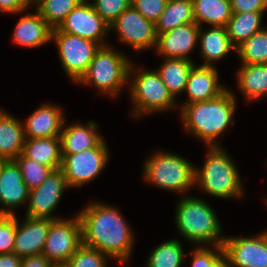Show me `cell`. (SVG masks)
<instances>
[{
  "mask_svg": "<svg viewBox=\"0 0 267 267\" xmlns=\"http://www.w3.org/2000/svg\"><path fill=\"white\" fill-rule=\"evenodd\" d=\"M92 5L110 26L123 11L131 6V0H94Z\"/></svg>",
  "mask_w": 267,
  "mask_h": 267,
  "instance_id": "36",
  "label": "cell"
},
{
  "mask_svg": "<svg viewBox=\"0 0 267 267\" xmlns=\"http://www.w3.org/2000/svg\"><path fill=\"white\" fill-rule=\"evenodd\" d=\"M198 245L193 251L186 253L190 254V267H230L224 258L222 245ZM213 249V250H212Z\"/></svg>",
  "mask_w": 267,
  "mask_h": 267,
  "instance_id": "34",
  "label": "cell"
},
{
  "mask_svg": "<svg viewBox=\"0 0 267 267\" xmlns=\"http://www.w3.org/2000/svg\"><path fill=\"white\" fill-rule=\"evenodd\" d=\"M53 28L35 10L22 16L13 31L12 42L24 48H37L51 41Z\"/></svg>",
  "mask_w": 267,
  "mask_h": 267,
  "instance_id": "20",
  "label": "cell"
},
{
  "mask_svg": "<svg viewBox=\"0 0 267 267\" xmlns=\"http://www.w3.org/2000/svg\"><path fill=\"white\" fill-rule=\"evenodd\" d=\"M237 69V84L248 103L267 96V64L241 63Z\"/></svg>",
  "mask_w": 267,
  "mask_h": 267,
  "instance_id": "24",
  "label": "cell"
},
{
  "mask_svg": "<svg viewBox=\"0 0 267 267\" xmlns=\"http://www.w3.org/2000/svg\"><path fill=\"white\" fill-rule=\"evenodd\" d=\"M109 150L104 139L94 148L77 154H62L61 170L68 187H81L95 180L105 169Z\"/></svg>",
  "mask_w": 267,
  "mask_h": 267,
  "instance_id": "9",
  "label": "cell"
},
{
  "mask_svg": "<svg viewBox=\"0 0 267 267\" xmlns=\"http://www.w3.org/2000/svg\"><path fill=\"white\" fill-rule=\"evenodd\" d=\"M163 61L156 71L169 92L176 99L179 93L181 94L185 91L189 73L195 63L193 60L179 58H163Z\"/></svg>",
  "mask_w": 267,
  "mask_h": 267,
  "instance_id": "26",
  "label": "cell"
},
{
  "mask_svg": "<svg viewBox=\"0 0 267 267\" xmlns=\"http://www.w3.org/2000/svg\"><path fill=\"white\" fill-rule=\"evenodd\" d=\"M179 239H171L156 246L150 253L146 267H181L185 253Z\"/></svg>",
  "mask_w": 267,
  "mask_h": 267,
  "instance_id": "30",
  "label": "cell"
},
{
  "mask_svg": "<svg viewBox=\"0 0 267 267\" xmlns=\"http://www.w3.org/2000/svg\"><path fill=\"white\" fill-rule=\"evenodd\" d=\"M66 178L61 169L53 170L49 176L29 192L25 217L57 220L62 217L53 216L65 189H68Z\"/></svg>",
  "mask_w": 267,
  "mask_h": 267,
  "instance_id": "13",
  "label": "cell"
},
{
  "mask_svg": "<svg viewBox=\"0 0 267 267\" xmlns=\"http://www.w3.org/2000/svg\"><path fill=\"white\" fill-rule=\"evenodd\" d=\"M23 219L22 222L18 221L20 219L16 215V236L13 253L21 258L41 255L53 220L28 217Z\"/></svg>",
  "mask_w": 267,
  "mask_h": 267,
  "instance_id": "17",
  "label": "cell"
},
{
  "mask_svg": "<svg viewBox=\"0 0 267 267\" xmlns=\"http://www.w3.org/2000/svg\"><path fill=\"white\" fill-rule=\"evenodd\" d=\"M224 258L230 267H267V238L263 233L251 237H225Z\"/></svg>",
  "mask_w": 267,
  "mask_h": 267,
  "instance_id": "14",
  "label": "cell"
},
{
  "mask_svg": "<svg viewBox=\"0 0 267 267\" xmlns=\"http://www.w3.org/2000/svg\"><path fill=\"white\" fill-rule=\"evenodd\" d=\"M200 26L186 23L170 31L158 34L155 48L163 58L188 59L198 45Z\"/></svg>",
  "mask_w": 267,
  "mask_h": 267,
  "instance_id": "15",
  "label": "cell"
},
{
  "mask_svg": "<svg viewBox=\"0 0 267 267\" xmlns=\"http://www.w3.org/2000/svg\"><path fill=\"white\" fill-rule=\"evenodd\" d=\"M54 267H70L67 263L55 264Z\"/></svg>",
  "mask_w": 267,
  "mask_h": 267,
  "instance_id": "43",
  "label": "cell"
},
{
  "mask_svg": "<svg viewBox=\"0 0 267 267\" xmlns=\"http://www.w3.org/2000/svg\"><path fill=\"white\" fill-rule=\"evenodd\" d=\"M232 13L265 12L263 0H230Z\"/></svg>",
  "mask_w": 267,
  "mask_h": 267,
  "instance_id": "39",
  "label": "cell"
},
{
  "mask_svg": "<svg viewBox=\"0 0 267 267\" xmlns=\"http://www.w3.org/2000/svg\"><path fill=\"white\" fill-rule=\"evenodd\" d=\"M24 143L21 120L0 109V158L14 160L23 152Z\"/></svg>",
  "mask_w": 267,
  "mask_h": 267,
  "instance_id": "23",
  "label": "cell"
},
{
  "mask_svg": "<svg viewBox=\"0 0 267 267\" xmlns=\"http://www.w3.org/2000/svg\"><path fill=\"white\" fill-rule=\"evenodd\" d=\"M200 27L198 44L200 45L201 58L206 66H214V63L227 57L236 48L231 44L226 27L211 26L206 30Z\"/></svg>",
  "mask_w": 267,
  "mask_h": 267,
  "instance_id": "22",
  "label": "cell"
},
{
  "mask_svg": "<svg viewBox=\"0 0 267 267\" xmlns=\"http://www.w3.org/2000/svg\"><path fill=\"white\" fill-rule=\"evenodd\" d=\"M143 179L158 188L185 193L195 185V165L175 153L156 151L143 164Z\"/></svg>",
  "mask_w": 267,
  "mask_h": 267,
  "instance_id": "7",
  "label": "cell"
},
{
  "mask_svg": "<svg viewBox=\"0 0 267 267\" xmlns=\"http://www.w3.org/2000/svg\"><path fill=\"white\" fill-rule=\"evenodd\" d=\"M21 259L15 253L0 254V267H20Z\"/></svg>",
  "mask_w": 267,
  "mask_h": 267,
  "instance_id": "42",
  "label": "cell"
},
{
  "mask_svg": "<svg viewBox=\"0 0 267 267\" xmlns=\"http://www.w3.org/2000/svg\"><path fill=\"white\" fill-rule=\"evenodd\" d=\"M266 12L233 13L226 25L229 40L237 48L253 34L263 30V15Z\"/></svg>",
  "mask_w": 267,
  "mask_h": 267,
  "instance_id": "28",
  "label": "cell"
},
{
  "mask_svg": "<svg viewBox=\"0 0 267 267\" xmlns=\"http://www.w3.org/2000/svg\"><path fill=\"white\" fill-rule=\"evenodd\" d=\"M77 214L81 220L83 245L98 249L109 259L128 262L135 237L119 209L95 201Z\"/></svg>",
  "mask_w": 267,
  "mask_h": 267,
  "instance_id": "1",
  "label": "cell"
},
{
  "mask_svg": "<svg viewBox=\"0 0 267 267\" xmlns=\"http://www.w3.org/2000/svg\"><path fill=\"white\" fill-rule=\"evenodd\" d=\"M14 161L22 172L23 181L29 190L39 187L53 171L51 167L31 160L25 157L22 153L16 157Z\"/></svg>",
  "mask_w": 267,
  "mask_h": 267,
  "instance_id": "33",
  "label": "cell"
},
{
  "mask_svg": "<svg viewBox=\"0 0 267 267\" xmlns=\"http://www.w3.org/2000/svg\"><path fill=\"white\" fill-rule=\"evenodd\" d=\"M175 210L178 233L187 241L199 246L223 244L225 237L222 235V226L214 208L206 201L194 196H183Z\"/></svg>",
  "mask_w": 267,
  "mask_h": 267,
  "instance_id": "4",
  "label": "cell"
},
{
  "mask_svg": "<svg viewBox=\"0 0 267 267\" xmlns=\"http://www.w3.org/2000/svg\"><path fill=\"white\" fill-rule=\"evenodd\" d=\"M218 71L214 66L194 65L189 73L185 91L187 101L180 105L179 110L185 104L198 101H208L217 98L228 88L219 82Z\"/></svg>",
  "mask_w": 267,
  "mask_h": 267,
  "instance_id": "19",
  "label": "cell"
},
{
  "mask_svg": "<svg viewBox=\"0 0 267 267\" xmlns=\"http://www.w3.org/2000/svg\"><path fill=\"white\" fill-rule=\"evenodd\" d=\"M241 63L267 64V26L236 48Z\"/></svg>",
  "mask_w": 267,
  "mask_h": 267,
  "instance_id": "31",
  "label": "cell"
},
{
  "mask_svg": "<svg viewBox=\"0 0 267 267\" xmlns=\"http://www.w3.org/2000/svg\"><path fill=\"white\" fill-rule=\"evenodd\" d=\"M82 0H40L34 6L35 10L54 29L66 19L68 14Z\"/></svg>",
  "mask_w": 267,
  "mask_h": 267,
  "instance_id": "32",
  "label": "cell"
},
{
  "mask_svg": "<svg viewBox=\"0 0 267 267\" xmlns=\"http://www.w3.org/2000/svg\"><path fill=\"white\" fill-rule=\"evenodd\" d=\"M51 41L56 44L64 71L74 83L87 72L95 53L101 47L91 40L61 32L58 28L52 30Z\"/></svg>",
  "mask_w": 267,
  "mask_h": 267,
  "instance_id": "8",
  "label": "cell"
},
{
  "mask_svg": "<svg viewBox=\"0 0 267 267\" xmlns=\"http://www.w3.org/2000/svg\"><path fill=\"white\" fill-rule=\"evenodd\" d=\"M195 23L226 27L232 17L230 0H192Z\"/></svg>",
  "mask_w": 267,
  "mask_h": 267,
  "instance_id": "27",
  "label": "cell"
},
{
  "mask_svg": "<svg viewBox=\"0 0 267 267\" xmlns=\"http://www.w3.org/2000/svg\"><path fill=\"white\" fill-rule=\"evenodd\" d=\"M29 192L17 163L5 160L0 168V214L16 215L14 208L28 201Z\"/></svg>",
  "mask_w": 267,
  "mask_h": 267,
  "instance_id": "16",
  "label": "cell"
},
{
  "mask_svg": "<svg viewBox=\"0 0 267 267\" xmlns=\"http://www.w3.org/2000/svg\"><path fill=\"white\" fill-rule=\"evenodd\" d=\"M168 0H131V5L147 20L154 24L159 20Z\"/></svg>",
  "mask_w": 267,
  "mask_h": 267,
  "instance_id": "38",
  "label": "cell"
},
{
  "mask_svg": "<svg viewBox=\"0 0 267 267\" xmlns=\"http://www.w3.org/2000/svg\"><path fill=\"white\" fill-rule=\"evenodd\" d=\"M195 22L192 0H168L159 20L155 23L156 33L162 34L180 25Z\"/></svg>",
  "mask_w": 267,
  "mask_h": 267,
  "instance_id": "29",
  "label": "cell"
},
{
  "mask_svg": "<svg viewBox=\"0 0 267 267\" xmlns=\"http://www.w3.org/2000/svg\"><path fill=\"white\" fill-rule=\"evenodd\" d=\"M81 245L82 226L76 214L51 222L42 254L54 264L67 263Z\"/></svg>",
  "mask_w": 267,
  "mask_h": 267,
  "instance_id": "10",
  "label": "cell"
},
{
  "mask_svg": "<svg viewBox=\"0 0 267 267\" xmlns=\"http://www.w3.org/2000/svg\"><path fill=\"white\" fill-rule=\"evenodd\" d=\"M4 161H5L4 159L0 158V168H1Z\"/></svg>",
  "mask_w": 267,
  "mask_h": 267,
  "instance_id": "46",
  "label": "cell"
},
{
  "mask_svg": "<svg viewBox=\"0 0 267 267\" xmlns=\"http://www.w3.org/2000/svg\"><path fill=\"white\" fill-rule=\"evenodd\" d=\"M123 54V52H118L110 47V45L100 47L95 53L87 72L77 84H91L100 94H107L111 98H116L129 80L128 73L131 60Z\"/></svg>",
  "mask_w": 267,
  "mask_h": 267,
  "instance_id": "6",
  "label": "cell"
},
{
  "mask_svg": "<svg viewBox=\"0 0 267 267\" xmlns=\"http://www.w3.org/2000/svg\"><path fill=\"white\" fill-rule=\"evenodd\" d=\"M66 120L60 134L62 154H77L96 147L103 136L98 133V124L88 121L86 124L79 122L66 126Z\"/></svg>",
  "mask_w": 267,
  "mask_h": 267,
  "instance_id": "21",
  "label": "cell"
},
{
  "mask_svg": "<svg viewBox=\"0 0 267 267\" xmlns=\"http://www.w3.org/2000/svg\"><path fill=\"white\" fill-rule=\"evenodd\" d=\"M264 6H265V11L267 10V0H263Z\"/></svg>",
  "mask_w": 267,
  "mask_h": 267,
  "instance_id": "45",
  "label": "cell"
},
{
  "mask_svg": "<svg viewBox=\"0 0 267 267\" xmlns=\"http://www.w3.org/2000/svg\"><path fill=\"white\" fill-rule=\"evenodd\" d=\"M60 106L44 103L23 123L25 139L60 137L65 115Z\"/></svg>",
  "mask_w": 267,
  "mask_h": 267,
  "instance_id": "18",
  "label": "cell"
},
{
  "mask_svg": "<svg viewBox=\"0 0 267 267\" xmlns=\"http://www.w3.org/2000/svg\"><path fill=\"white\" fill-rule=\"evenodd\" d=\"M109 29L117 32L119 42L137 52L155 48L158 36L155 24L144 18L132 5L117 17Z\"/></svg>",
  "mask_w": 267,
  "mask_h": 267,
  "instance_id": "11",
  "label": "cell"
},
{
  "mask_svg": "<svg viewBox=\"0 0 267 267\" xmlns=\"http://www.w3.org/2000/svg\"><path fill=\"white\" fill-rule=\"evenodd\" d=\"M31 5L29 0H0V12L22 14L21 12L29 10Z\"/></svg>",
  "mask_w": 267,
  "mask_h": 267,
  "instance_id": "40",
  "label": "cell"
},
{
  "mask_svg": "<svg viewBox=\"0 0 267 267\" xmlns=\"http://www.w3.org/2000/svg\"><path fill=\"white\" fill-rule=\"evenodd\" d=\"M108 256L98 249L81 245L67 261L70 267H107Z\"/></svg>",
  "mask_w": 267,
  "mask_h": 267,
  "instance_id": "35",
  "label": "cell"
},
{
  "mask_svg": "<svg viewBox=\"0 0 267 267\" xmlns=\"http://www.w3.org/2000/svg\"><path fill=\"white\" fill-rule=\"evenodd\" d=\"M58 29L61 32L91 40L101 47L110 45L105 41L108 32L110 33L109 25L95 11L90 0H82Z\"/></svg>",
  "mask_w": 267,
  "mask_h": 267,
  "instance_id": "12",
  "label": "cell"
},
{
  "mask_svg": "<svg viewBox=\"0 0 267 267\" xmlns=\"http://www.w3.org/2000/svg\"><path fill=\"white\" fill-rule=\"evenodd\" d=\"M133 65L131 62L128 73L130 98L133 104L130 113L133 117L176 109L177 101L162 82L157 71L138 69Z\"/></svg>",
  "mask_w": 267,
  "mask_h": 267,
  "instance_id": "5",
  "label": "cell"
},
{
  "mask_svg": "<svg viewBox=\"0 0 267 267\" xmlns=\"http://www.w3.org/2000/svg\"><path fill=\"white\" fill-rule=\"evenodd\" d=\"M264 234H265V236H266V238H267V230L264 231Z\"/></svg>",
  "mask_w": 267,
  "mask_h": 267,
  "instance_id": "47",
  "label": "cell"
},
{
  "mask_svg": "<svg viewBox=\"0 0 267 267\" xmlns=\"http://www.w3.org/2000/svg\"><path fill=\"white\" fill-rule=\"evenodd\" d=\"M16 236V215L0 214V254L13 253Z\"/></svg>",
  "mask_w": 267,
  "mask_h": 267,
  "instance_id": "37",
  "label": "cell"
},
{
  "mask_svg": "<svg viewBox=\"0 0 267 267\" xmlns=\"http://www.w3.org/2000/svg\"><path fill=\"white\" fill-rule=\"evenodd\" d=\"M55 264L43 254L24 257L21 259L20 267H54Z\"/></svg>",
  "mask_w": 267,
  "mask_h": 267,
  "instance_id": "41",
  "label": "cell"
},
{
  "mask_svg": "<svg viewBox=\"0 0 267 267\" xmlns=\"http://www.w3.org/2000/svg\"><path fill=\"white\" fill-rule=\"evenodd\" d=\"M30 1V3L32 4V5H35L37 2H39L40 0H29Z\"/></svg>",
  "mask_w": 267,
  "mask_h": 267,
  "instance_id": "44",
  "label": "cell"
},
{
  "mask_svg": "<svg viewBox=\"0 0 267 267\" xmlns=\"http://www.w3.org/2000/svg\"><path fill=\"white\" fill-rule=\"evenodd\" d=\"M236 95L229 88L217 98L185 104L180 109L184 129L206 146H219L216 141L235 123Z\"/></svg>",
  "mask_w": 267,
  "mask_h": 267,
  "instance_id": "2",
  "label": "cell"
},
{
  "mask_svg": "<svg viewBox=\"0 0 267 267\" xmlns=\"http://www.w3.org/2000/svg\"><path fill=\"white\" fill-rule=\"evenodd\" d=\"M22 154L53 170L61 169L62 148L60 137L25 139Z\"/></svg>",
  "mask_w": 267,
  "mask_h": 267,
  "instance_id": "25",
  "label": "cell"
},
{
  "mask_svg": "<svg viewBox=\"0 0 267 267\" xmlns=\"http://www.w3.org/2000/svg\"><path fill=\"white\" fill-rule=\"evenodd\" d=\"M208 153L201 169L195 167V187L213 197L243 198V183L237 166L223 147L208 146Z\"/></svg>",
  "mask_w": 267,
  "mask_h": 267,
  "instance_id": "3",
  "label": "cell"
}]
</instances>
